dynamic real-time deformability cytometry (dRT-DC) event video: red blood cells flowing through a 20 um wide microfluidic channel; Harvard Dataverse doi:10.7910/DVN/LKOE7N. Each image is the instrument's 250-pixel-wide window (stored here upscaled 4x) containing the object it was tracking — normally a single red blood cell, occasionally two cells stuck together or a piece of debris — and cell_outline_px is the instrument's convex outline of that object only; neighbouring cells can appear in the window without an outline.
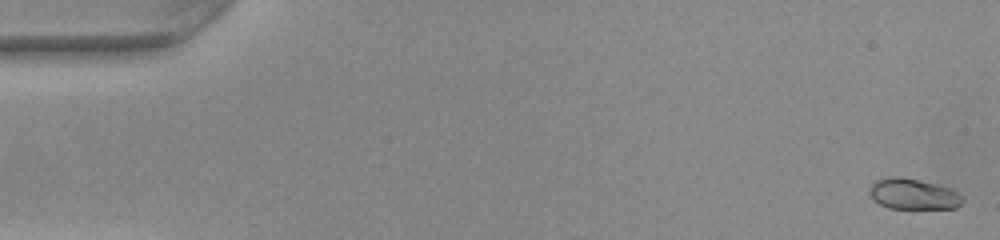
{"species": "common noctule bat (a hibernating species)", "species_latin": "Nyctalus noctula", "temperature_condition": "warm", "stored_images_in_passage": 50, "camera_frame_rate_fps": 3000, "um_per_image_px": 0.085, "animal": {"sex": "female", "body_mass_g": 22.0, "forearm_length_mm": 56.7}, "frame": {"image": 1, "passage_image": 1, "time_ms": 0.0, "image_size_px": [1000, 240], "cell_outline_px": [[964, 200], [956, 208], [888, 208], [880, 204], [868, 192], [872, 184], [876, 180], [888, 176], [900, 176], [936, 184], [952, 188], [964, 196]], "centroid_in_image_um": [77.66, 16.48], "position_along_channel_um": 7.3, "area_um2": 16.7}}
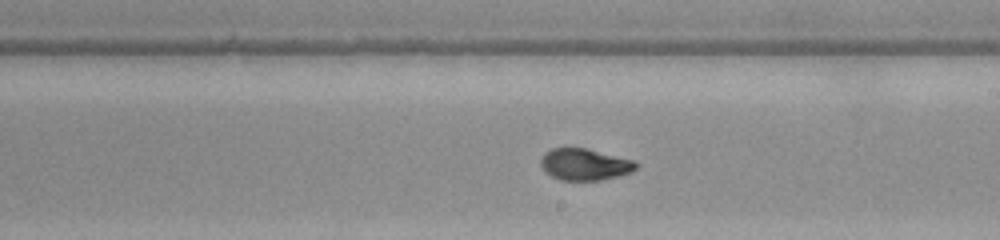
{"frame": {"image": 2, "passage_image": 29, "time_ms": 9.333, "image_size_px": [1000, 240], "cell_outline_px": [[636, 168], [632, 172], [620, 176], [600, 180], [560, 180], [544, 172], [540, 164], [540, 160], [544, 152], [552, 148], [588, 148], [636, 160]], "centroid_in_image_um": [49.7, 13.97], "position_along_channel_um": 239.3, "area_um2": 17.86}}
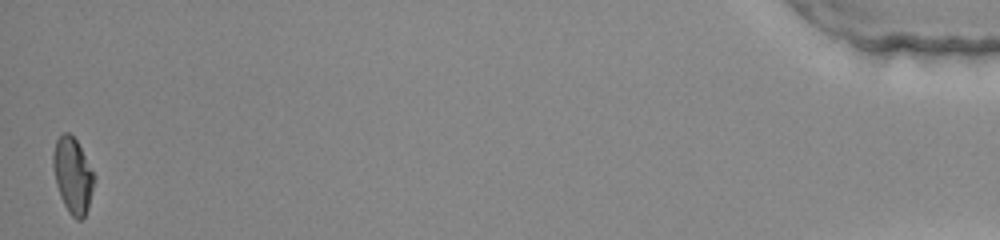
{"frame": {"image": 3, "passage_image": 50, "time_ms": 16.333, "image_size_px": [1000, 240], "cell_outline_px": [[96, 176], [88, 208], [84, 216], [80, 220], [76, 220], [68, 212], [60, 196], [56, 184], [52, 164], [52, 156], [56, 140], [64, 132], [68, 132], [76, 140]], "centroid_in_image_um": [6.18, 14.92], "position_along_channel_um": 429.0, "area_um2": 18.03}, "authors_computed_cell_mechanics": {"area_um2": 17.8024, "velocity_mm_per_s": 4.0893, "shape_relaxation_time_tau1_ms": 3.4228, "shape_relaxation_time_tau2_ms": null, "deformation_change_tau1": 0.1929, "deformation_change_tau2": null}}